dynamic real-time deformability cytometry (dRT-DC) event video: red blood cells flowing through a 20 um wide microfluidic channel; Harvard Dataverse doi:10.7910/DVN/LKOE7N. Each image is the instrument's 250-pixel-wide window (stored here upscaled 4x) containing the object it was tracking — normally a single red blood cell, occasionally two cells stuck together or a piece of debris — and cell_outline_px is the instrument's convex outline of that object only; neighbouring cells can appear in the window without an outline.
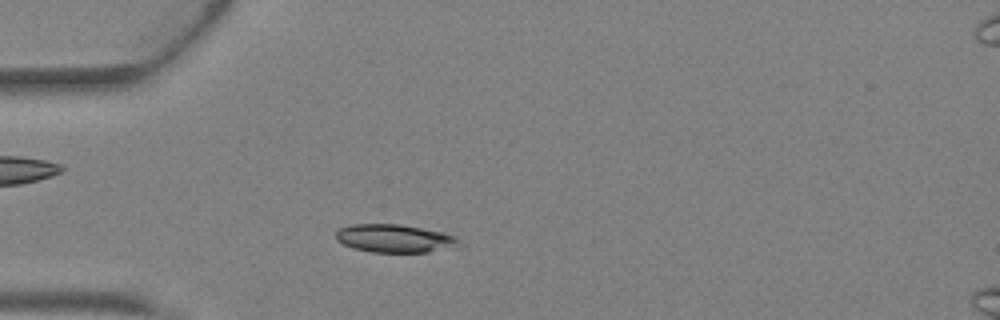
{"species": "Egyptian fruit bat (a non-hibernating species)", "species_latin": "Rousettus aegyptiacus", "temperature_condition": "warm", "stored_images_in_passage": 35, "camera_frame_rate_fps": 3000, "um_per_image_px": 0.085, "animal": {"sex": "female"}, "frame": {"image": 1, "passage_image": 12, "time_ms": 3.667, "image_size_px": [1000, 320], "cell_outline_px": [[456, 240], [428, 252], [372, 252], [352, 248], [336, 240], [336, 232], [340, 228], [352, 224], [400, 224], [444, 232], [452, 236]], "centroid_in_image_um": [33.31, 20.24], "position_along_channel_um": 51.7, "area_um2": 19.25}}
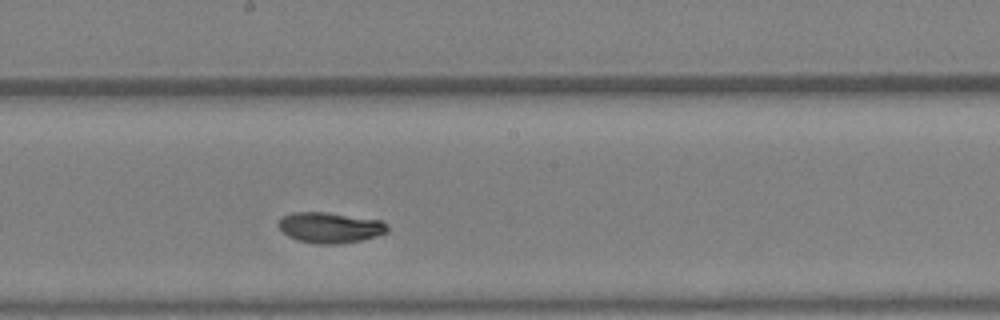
{"frame": {"image": 2, "passage_image": 24, "time_ms": 7.667, "image_size_px": [1000, 320], "cell_outline_px": [[388, 232], [360, 240], [344, 244], [316, 244], [300, 240], [288, 236], [276, 224], [280, 216], [292, 212], [328, 212], [380, 220], [388, 224]], "centroid_in_image_um": [28.03, 19.33], "position_along_channel_um": 220.2, "area_um2": 19.59}}
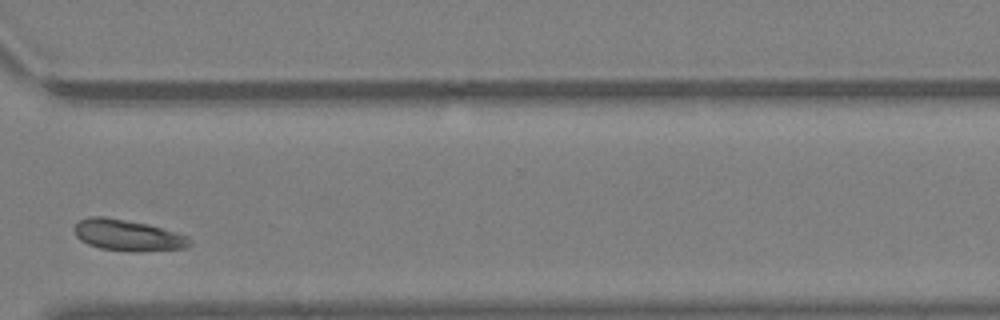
{"frame": {"image": 3, "passage_image": 33, "time_ms": 10.667, "image_size_px": [1000, 320], "cell_outline_px": [[192, 244], [188, 248], [140, 252], [128, 252], [100, 248], [88, 244], [80, 240], [76, 236], [76, 224], [80, 220], [88, 216], [104, 216], [148, 224], [188, 236], [192, 240]], "centroid_in_image_um": [10.9, 20.01], "position_along_channel_um": 359.7, "area_um2": 21.15}, "authors_computed_cell_mechanics": {"area_um2": 19.941, "velocity_mm_per_s": 4.6305, "shape_relaxation_time_tau1_ms": 1.7027, "shape_relaxation_time_tau2_ms": null, "deformation_change_tau1": 0.0878, "deformation_change_tau2": null}}